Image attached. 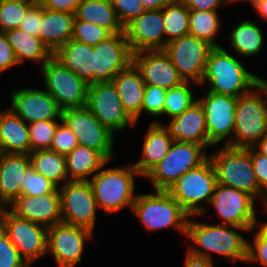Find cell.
<instances>
[{"instance_id": "6da1fadb", "label": "cell", "mask_w": 267, "mask_h": 267, "mask_svg": "<svg viewBox=\"0 0 267 267\" xmlns=\"http://www.w3.org/2000/svg\"><path fill=\"white\" fill-rule=\"evenodd\" d=\"M239 230L249 233L246 228L232 225L199 223L189 216L185 236L193 243L188 247V252L209 260H212L214 252L224 258L246 262L248 239Z\"/></svg>"}, {"instance_id": "7a4b0ae2", "label": "cell", "mask_w": 267, "mask_h": 267, "mask_svg": "<svg viewBox=\"0 0 267 267\" xmlns=\"http://www.w3.org/2000/svg\"><path fill=\"white\" fill-rule=\"evenodd\" d=\"M263 79L252 74L223 47H213L208 54L201 84L208 83L207 91L238 98L250 92Z\"/></svg>"}, {"instance_id": "3957f363", "label": "cell", "mask_w": 267, "mask_h": 267, "mask_svg": "<svg viewBox=\"0 0 267 267\" xmlns=\"http://www.w3.org/2000/svg\"><path fill=\"white\" fill-rule=\"evenodd\" d=\"M258 91L267 95V80L237 98L234 133L227 146L247 149L267 133V99L261 98Z\"/></svg>"}, {"instance_id": "277c9868", "label": "cell", "mask_w": 267, "mask_h": 267, "mask_svg": "<svg viewBox=\"0 0 267 267\" xmlns=\"http://www.w3.org/2000/svg\"><path fill=\"white\" fill-rule=\"evenodd\" d=\"M136 175L140 176L133 164L118 168L103 166L89 180L97 207L102 208L106 215L121 211L126 206L132 210L137 197L134 193Z\"/></svg>"}, {"instance_id": "5b68a950", "label": "cell", "mask_w": 267, "mask_h": 267, "mask_svg": "<svg viewBox=\"0 0 267 267\" xmlns=\"http://www.w3.org/2000/svg\"><path fill=\"white\" fill-rule=\"evenodd\" d=\"M217 183L250 194L254 199L266 200V194L259 188L253 170L250 148H234L227 145L209 155Z\"/></svg>"}, {"instance_id": "8992f818", "label": "cell", "mask_w": 267, "mask_h": 267, "mask_svg": "<svg viewBox=\"0 0 267 267\" xmlns=\"http://www.w3.org/2000/svg\"><path fill=\"white\" fill-rule=\"evenodd\" d=\"M217 185L216 172L208 158L199 167L184 173L167 192L181 205L191 217L202 215L207 209L200 206L209 204Z\"/></svg>"}, {"instance_id": "52a82bcc", "label": "cell", "mask_w": 267, "mask_h": 267, "mask_svg": "<svg viewBox=\"0 0 267 267\" xmlns=\"http://www.w3.org/2000/svg\"><path fill=\"white\" fill-rule=\"evenodd\" d=\"M154 193L138 194L131 211L148 231L173 226L185 236L189 215L167 191Z\"/></svg>"}, {"instance_id": "ba28073f", "label": "cell", "mask_w": 267, "mask_h": 267, "mask_svg": "<svg viewBox=\"0 0 267 267\" xmlns=\"http://www.w3.org/2000/svg\"><path fill=\"white\" fill-rule=\"evenodd\" d=\"M208 158L202 145L173 141L169 152L144 178L151 181L155 190L167 191L184 173L199 167Z\"/></svg>"}, {"instance_id": "9c48e42d", "label": "cell", "mask_w": 267, "mask_h": 267, "mask_svg": "<svg viewBox=\"0 0 267 267\" xmlns=\"http://www.w3.org/2000/svg\"><path fill=\"white\" fill-rule=\"evenodd\" d=\"M0 228L28 265L47 254V227L18 217L3 207L0 208Z\"/></svg>"}, {"instance_id": "30bf717a", "label": "cell", "mask_w": 267, "mask_h": 267, "mask_svg": "<svg viewBox=\"0 0 267 267\" xmlns=\"http://www.w3.org/2000/svg\"><path fill=\"white\" fill-rule=\"evenodd\" d=\"M46 91L62 110L81 108L87 104L89 84L52 56L43 66Z\"/></svg>"}, {"instance_id": "8fae6325", "label": "cell", "mask_w": 267, "mask_h": 267, "mask_svg": "<svg viewBox=\"0 0 267 267\" xmlns=\"http://www.w3.org/2000/svg\"><path fill=\"white\" fill-rule=\"evenodd\" d=\"M58 190L62 222L93 232L98 207L90 182L67 181Z\"/></svg>"}, {"instance_id": "7c38bea8", "label": "cell", "mask_w": 267, "mask_h": 267, "mask_svg": "<svg viewBox=\"0 0 267 267\" xmlns=\"http://www.w3.org/2000/svg\"><path fill=\"white\" fill-rule=\"evenodd\" d=\"M212 48L207 41L187 34L167 43L163 51L169 56L184 81L200 84Z\"/></svg>"}, {"instance_id": "4fadbf2b", "label": "cell", "mask_w": 267, "mask_h": 267, "mask_svg": "<svg viewBox=\"0 0 267 267\" xmlns=\"http://www.w3.org/2000/svg\"><path fill=\"white\" fill-rule=\"evenodd\" d=\"M61 120L77 136L79 145L99 151L111 161L115 134L103 126L86 106L62 110Z\"/></svg>"}, {"instance_id": "5bb4252c", "label": "cell", "mask_w": 267, "mask_h": 267, "mask_svg": "<svg viewBox=\"0 0 267 267\" xmlns=\"http://www.w3.org/2000/svg\"><path fill=\"white\" fill-rule=\"evenodd\" d=\"M254 201L255 199L246 192L217 183L209 204L223 220L218 224L246 228L254 233L258 223Z\"/></svg>"}, {"instance_id": "9a60e30c", "label": "cell", "mask_w": 267, "mask_h": 267, "mask_svg": "<svg viewBox=\"0 0 267 267\" xmlns=\"http://www.w3.org/2000/svg\"><path fill=\"white\" fill-rule=\"evenodd\" d=\"M86 107L112 133L123 131L128 125L131 127L136 125L124 110L112 82L89 85Z\"/></svg>"}, {"instance_id": "2e32d148", "label": "cell", "mask_w": 267, "mask_h": 267, "mask_svg": "<svg viewBox=\"0 0 267 267\" xmlns=\"http://www.w3.org/2000/svg\"><path fill=\"white\" fill-rule=\"evenodd\" d=\"M92 237L87 228L57 223L47 229V254L52 253L58 267H74L82 260L85 240Z\"/></svg>"}, {"instance_id": "e0dca14e", "label": "cell", "mask_w": 267, "mask_h": 267, "mask_svg": "<svg viewBox=\"0 0 267 267\" xmlns=\"http://www.w3.org/2000/svg\"><path fill=\"white\" fill-rule=\"evenodd\" d=\"M94 84L110 83L132 63V55L125 33H116L93 46Z\"/></svg>"}, {"instance_id": "ac0fdd59", "label": "cell", "mask_w": 267, "mask_h": 267, "mask_svg": "<svg viewBox=\"0 0 267 267\" xmlns=\"http://www.w3.org/2000/svg\"><path fill=\"white\" fill-rule=\"evenodd\" d=\"M197 100L205 113L209 147L218 145L226 137L228 139L225 145H228V136L234 133L237 98L207 91L205 96Z\"/></svg>"}, {"instance_id": "d6986e66", "label": "cell", "mask_w": 267, "mask_h": 267, "mask_svg": "<svg viewBox=\"0 0 267 267\" xmlns=\"http://www.w3.org/2000/svg\"><path fill=\"white\" fill-rule=\"evenodd\" d=\"M162 9L146 10L124 26L125 37L132 53L164 50Z\"/></svg>"}, {"instance_id": "ffe728a7", "label": "cell", "mask_w": 267, "mask_h": 267, "mask_svg": "<svg viewBox=\"0 0 267 267\" xmlns=\"http://www.w3.org/2000/svg\"><path fill=\"white\" fill-rule=\"evenodd\" d=\"M11 102L9 109L28 124L44 120L61 121L62 109L46 90L17 89L13 91Z\"/></svg>"}, {"instance_id": "44dd1931", "label": "cell", "mask_w": 267, "mask_h": 267, "mask_svg": "<svg viewBox=\"0 0 267 267\" xmlns=\"http://www.w3.org/2000/svg\"><path fill=\"white\" fill-rule=\"evenodd\" d=\"M132 63L141 73L146 85L159 86L167 90L185 82L163 50L133 53Z\"/></svg>"}, {"instance_id": "7402d4cb", "label": "cell", "mask_w": 267, "mask_h": 267, "mask_svg": "<svg viewBox=\"0 0 267 267\" xmlns=\"http://www.w3.org/2000/svg\"><path fill=\"white\" fill-rule=\"evenodd\" d=\"M9 206L10 211L16 216L47 228L62 222L60 193L41 196L20 195Z\"/></svg>"}, {"instance_id": "603a6c76", "label": "cell", "mask_w": 267, "mask_h": 267, "mask_svg": "<svg viewBox=\"0 0 267 267\" xmlns=\"http://www.w3.org/2000/svg\"><path fill=\"white\" fill-rule=\"evenodd\" d=\"M163 127L174 141L191 142L209 148L206 117L201 103L197 100L182 114L175 116Z\"/></svg>"}, {"instance_id": "cb8c5ba5", "label": "cell", "mask_w": 267, "mask_h": 267, "mask_svg": "<svg viewBox=\"0 0 267 267\" xmlns=\"http://www.w3.org/2000/svg\"><path fill=\"white\" fill-rule=\"evenodd\" d=\"M30 167L28 154L0 153V208L21 195L22 178Z\"/></svg>"}, {"instance_id": "d4e9b609", "label": "cell", "mask_w": 267, "mask_h": 267, "mask_svg": "<svg viewBox=\"0 0 267 267\" xmlns=\"http://www.w3.org/2000/svg\"><path fill=\"white\" fill-rule=\"evenodd\" d=\"M124 110L137 124L141 115V108L145 86L141 73L131 63L126 69L117 74L112 80Z\"/></svg>"}, {"instance_id": "484cf974", "label": "cell", "mask_w": 267, "mask_h": 267, "mask_svg": "<svg viewBox=\"0 0 267 267\" xmlns=\"http://www.w3.org/2000/svg\"><path fill=\"white\" fill-rule=\"evenodd\" d=\"M74 20L73 13L42 7L39 38L53 54L72 38Z\"/></svg>"}, {"instance_id": "4316f807", "label": "cell", "mask_w": 267, "mask_h": 267, "mask_svg": "<svg viewBox=\"0 0 267 267\" xmlns=\"http://www.w3.org/2000/svg\"><path fill=\"white\" fill-rule=\"evenodd\" d=\"M163 124L152 122L142 145L141 159L133 163L140 176L145 177L169 152L173 143Z\"/></svg>"}, {"instance_id": "83f0119b", "label": "cell", "mask_w": 267, "mask_h": 267, "mask_svg": "<svg viewBox=\"0 0 267 267\" xmlns=\"http://www.w3.org/2000/svg\"><path fill=\"white\" fill-rule=\"evenodd\" d=\"M53 56L89 85L94 84L93 46L70 39Z\"/></svg>"}, {"instance_id": "f1b7e54d", "label": "cell", "mask_w": 267, "mask_h": 267, "mask_svg": "<svg viewBox=\"0 0 267 267\" xmlns=\"http://www.w3.org/2000/svg\"><path fill=\"white\" fill-rule=\"evenodd\" d=\"M31 152L27 123L10 109L0 112V153Z\"/></svg>"}, {"instance_id": "f546056e", "label": "cell", "mask_w": 267, "mask_h": 267, "mask_svg": "<svg viewBox=\"0 0 267 267\" xmlns=\"http://www.w3.org/2000/svg\"><path fill=\"white\" fill-rule=\"evenodd\" d=\"M68 181H89L108 161L99 151L77 145L66 156ZM88 176V177H87Z\"/></svg>"}, {"instance_id": "4dcf8cb0", "label": "cell", "mask_w": 267, "mask_h": 267, "mask_svg": "<svg viewBox=\"0 0 267 267\" xmlns=\"http://www.w3.org/2000/svg\"><path fill=\"white\" fill-rule=\"evenodd\" d=\"M74 21L96 24L111 34L124 32L111 0H82L75 12Z\"/></svg>"}, {"instance_id": "1f68e13d", "label": "cell", "mask_w": 267, "mask_h": 267, "mask_svg": "<svg viewBox=\"0 0 267 267\" xmlns=\"http://www.w3.org/2000/svg\"><path fill=\"white\" fill-rule=\"evenodd\" d=\"M5 35L20 64L27 59L42 63L43 66L53 56L39 37L31 36L19 28L5 32Z\"/></svg>"}, {"instance_id": "d6a6232c", "label": "cell", "mask_w": 267, "mask_h": 267, "mask_svg": "<svg viewBox=\"0 0 267 267\" xmlns=\"http://www.w3.org/2000/svg\"><path fill=\"white\" fill-rule=\"evenodd\" d=\"M28 155L31 167L58 187L62 180L64 183L68 181L65 155L50 149L33 151Z\"/></svg>"}, {"instance_id": "836d02e7", "label": "cell", "mask_w": 267, "mask_h": 267, "mask_svg": "<svg viewBox=\"0 0 267 267\" xmlns=\"http://www.w3.org/2000/svg\"><path fill=\"white\" fill-rule=\"evenodd\" d=\"M230 45L241 56H253L260 53L264 43L261 28L254 21L243 20L232 29L229 35Z\"/></svg>"}, {"instance_id": "e575fe53", "label": "cell", "mask_w": 267, "mask_h": 267, "mask_svg": "<svg viewBox=\"0 0 267 267\" xmlns=\"http://www.w3.org/2000/svg\"><path fill=\"white\" fill-rule=\"evenodd\" d=\"M166 44L189 34V9L178 0L162 9Z\"/></svg>"}, {"instance_id": "d590c367", "label": "cell", "mask_w": 267, "mask_h": 267, "mask_svg": "<svg viewBox=\"0 0 267 267\" xmlns=\"http://www.w3.org/2000/svg\"><path fill=\"white\" fill-rule=\"evenodd\" d=\"M215 11L189 10V34L207 41L213 47H220L215 37L221 26Z\"/></svg>"}, {"instance_id": "8d00e7d4", "label": "cell", "mask_w": 267, "mask_h": 267, "mask_svg": "<svg viewBox=\"0 0 267 267\" xmlns=\"http://www.w3.org/2000/svg\"><path fill=\"white\" fill-rule=\"evenodd\" d=\"M190 81H185L177 87L167 89L163 115L174 118L177 115L186 111L197 100L194 99V94L190 90Z\"/></svg>"}, {"instance_id": "74e56055", "label": "cell", "mask_w": 267, "mask_h": 267, "mask_svg": "<svg viewBox=\"0 0 267 267\" xmlns=\"http://www.w3.org/2000/svg\"><path fill=\"white\" fill-rule=\"evenodd\" d=\"M31 5L27 0H1L0 32L18 28Z\"/></svg>"}, {"instance_id": "f35d334b", "label": "cell", "mask_w": 267, "mask_h": 267, "mask_svg": "<svg viewBox=\"0 0 267 267\" xmlns=\"http://www.w3.org/2000/svg\"><path fill=\"white\" fill-rule=\"evenodd\" d=\"M58 122L55 120H44L29 123V137L31 152L50 149L53 136Z\"/></svg>"}, {"instance_id": "ab89813d", "label": "cell", "mask_w": 267, "mask_h": 267, "mask_svg": "<svg viewBox=\"0 0 267 267\" xmlns=\"http://www.w3.org/2000/svg\"><path fill=\"white\" fill-rule=\"evenodd\" d=\"M59 193L58 186L30 167L22 178L21 195L41 196Z\"/></svg>"}, {"instance_id": "60d3db41", "label": "cell", "mask_w": 267, "mask_h": 267, "mask_svg": "<svg viewBox=\"0 0 267 267\" xmlns=\"http://www.w3.org/2000/svg\"><path fill=\"white\" fill-rule=\"evenodd\" d=\"M112 35L108 30L85 21H74L72 38L87 45L95 46Z\"/></svg>"}, {"instance_id": "b9f144b4", "label": "cell", "mask_w": 267, "mask_h": 267, "mask_svg": "<svg viewBox=\"0 0 267 267\" xmlns=\"http://www.w3.org/2000/svg\"><path fill=\"white\" fill-rule=\"evenodd\" d=\"M259 230L255 233L254 241H247L246 263L259 261L262 267H267V222H258Z\"/></svg>"}, {"instance_id": "7bdbcfd3", "label": "cell", "mask_w": 267, "mask_h": 267, "mask_svg": "<svg viewBox=\"0 0 267 267\" xmlns=\"http://www.w3.org/2000/svg\"><path fill=\"white\" fill-rule=\"evenodd\" d=\"M166 92L167 90L162 87L146 85L141 113L144 111L152 116H162Z\"/></svg>"}, {"instance_id": "ee69618b", "label": "cell", "mask_w": 267, "mask_h": 267, "mask_svg": "<svg viewBox=\"0 0 267 267\" xmlns=\"http://www.w3.org/2000/svg\"><path fill=\"white\" fill-rule=\"evenodd\" d=\"M60 122L53 136L50 150L66 156L79 145V143L77 136L71 129L62 120Z\"/></svg>"}, {"instance_id": "f6af8a7d", "label": "cell", "mask_w": 267, "mask_h": 267, "mask_svg": "<svg viewBox=\"0 0 267 267\" xmlns=\"http://www.w3.org/2000/svg\"><path fill=\"white\" fill-rule=\"evenodd\" d=\"M27 262L0 228V267H27Z\"/></svg>"}, {"instance_id": "bcb514c9", "label": "cell", "mask_w": 267, "mask_h": 267, "mask_svg": "<svg viewBox=\"0 0 267 267\" xmlns=\"http://www.w3.org/2000/svg\"><path fill=\"white\" fill-rule=\"evenodd\" d=\"M119 22L124 27L133 18L146 11L141 0H111Z\"/></svg>"}, {"instance_id": "7dc6e473", "label": "cell", "mask_w": 267, "mask_h": 267, "mask_svg": "<svg viewBox=\"0 0 267 267\" xmlns=\"http://www.w3.org/2000/svg\"><path fill=\"white\" fill-rule=\"evenodd\" d=\"M41 18L42 5L32 4L25 13V16L18 28L31 36L39 37Z\"/></svg>"}, {"instance_id": "c3c4849f", "label": "cell", "mask_w": 267, "mask_h": 267, "mask_svg": "<svg viewBox=\"0 0 267 267\" xmlns=\"http://www.w3.org/2000/svg\"><path fill=\"white\" fill-rule=\"evenodd\" d=\"M250 156L259 188L267 195V157L253 147H250Z\"/></svg>"}, {"instance_id": "681fc988", "label": "cell", "mask_w": 267, "mask_h": 267, "mask_svg": "<svg viewBox=\"0 0 267 267\" xmlns=\"http://www.w3.org/2000/svg\"><path fill=\"white\" fill-rule=\"evenodd\" d=\"M18 65L14 50L10 45L5 33L0 32V73Z\"/></svg>"}, {"instance_id": "f907efd6", "label": "cell", "mask_w": 267, "mask_h": 267, "mask_svg": "<svg viewBox=\"0 0 267 267\" xmlns=\"http://www.w3.org/2000/svg\"><path fill=\"white\" fill-rule=\"evenodd\" d=\"M82 0H44L41 4L43 8L59 11L68 12L75 14L78 5Z\"/></svg>"}, {"instance_id": "816d5d0a", "label": "cell", "mask_w": 267, "mask_h": 267, "mask_svg": "<svg viewBox=\"0 0 267 267\" xmlns=\"http://www.w3.org/2000/svg\"><path fill=\"white\" fill-rule=\"evenodd\" d=\"M189 10L218 11L223 0H181Z\"/></svg>"}, {"instance_id": "f5cc1de1", "label": "cell", "mask_w": 267, "mask_h": 267, "mask_svg": "<svg viewBox=\"0 0 267 267\" xmlns=\"http://www.w3.org/2000/svg\"><path fill=\"white\" fill-rule=\"evenodd\" d=\"M184 267H214L213 261L187 252Z\"/></svg>"}, {"instance_id": "db71d44e", "label": "cell", "mask_w": 267, "mask_h": 267, "mask_svg": "<svg viewBox=\"0 0 267 267\" xmlns=\"http://www.w3.org/2000/svg\"><path fill=\"white\" fill-rule=\"evenodd\" d=\"M177 1L178 0H141V3L146 10H157L163 9L167 5Z\"/></svg>"}, {"instance_id": "11a10c76", "label": "cell", "mask_w": 267, "mask_h": 267, "mask_svg": "<svg viewBox=\"0 0 267 267\" xmlns=\"http://www.w3.org/2000/svg\"><path fill=\"white\" fill-rule=\"evenodd\" d=\"M252 5L257 14L267 21V0H254Z\"/></svg>"}, {"instance_id": "9f6ffc18", "label": "cell", "mask_w": 267, "mask_h": 267, "mask_svg": "<svg viewBox=\"0 0 267 267\" xmlns=\"http://www.w3.org/2000/svg\"><path fill=\"white\" fill-rule=\"evenodd\" d=\"M253 148L267 157V133L253 146Z\"/></svg>"}, {"instance_id": "6f0895ef", "label": "cell", "mask_w": 267, "mask_h": 267, "mask_svg": "<svg viewBox=\"0 0 267 267\" xmlns=\"http://www.w3.org/2000/svg\"><path fill=\"white\" fill-rule=\"evenodd\" d=\"M225 1V3L228 5V4H232V3H235V2H238V1H241V0H224ZM243 1V0H242ZM248 1H250V3L252 4V2L254 1V0H248Z\"/></svg>"}, {"instance_id": "680465c9", "label": "cell", "mask_w": 267, "mask_h": 267, "mask_svg": "<svg viewBox=\"0 0 267 267\" xmlns=\"http://www.w3.org/2000/svg\"><path fill=\"white\" fill-rule=\"evenodd\" d=\"M27 1L32 4H42L44 0H27Z\"/></svg>"}, {"instance_id": "91938a15", "label": "cell", "mask_w": 267, "mask_h": 267, "mask_svg": "<svg viewBox=\"0 0 267 267\" xmlns=\"http://www.w3.org/2000/svg\"><path fill=\"white\" fill-rule=\"evenodd\" d=\"M264 203H265V205H264V206H265V209H264V211L267 213V196H266V200H265V202H264Z\"/></svg>"}]
</instances>
